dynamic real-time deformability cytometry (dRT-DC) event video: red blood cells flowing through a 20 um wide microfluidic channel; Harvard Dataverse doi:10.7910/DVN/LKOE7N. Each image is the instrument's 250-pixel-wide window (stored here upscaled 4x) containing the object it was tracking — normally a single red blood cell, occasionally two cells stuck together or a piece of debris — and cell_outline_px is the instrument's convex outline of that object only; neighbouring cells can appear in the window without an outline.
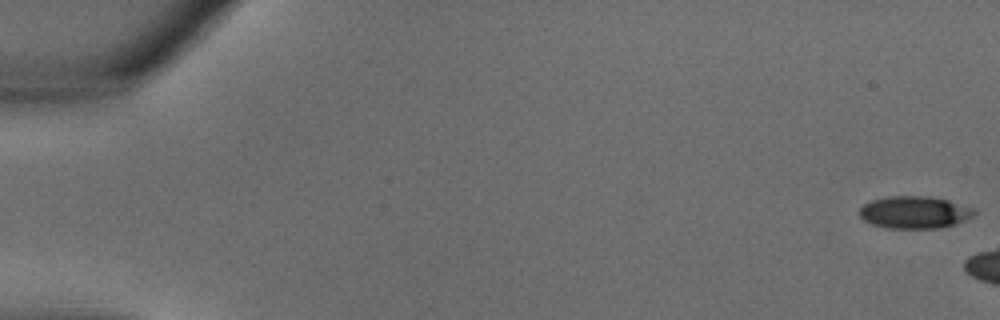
{"species": "common noctule bat (a hibernating species)", "species_latin": "Nyctalus noctula", "temperature_condition": "warm", "stored_images_in_passage": 4, "camera_frame_rate_fps": 3000, "um_per_image_px": 0.085, "animal": {"sex": "male", "body_mass_g": 18.8}, "frame": {"image": 1, "passage_image": 1, "time_ms": 0.0, "image_size_px": [1000, 320], "cell_outline_px": [[976, 212], [972, 216], [956, 224], [940, 228], [888, 228], [872, 224], [864, 220], [860, 216], [860, 208], [864, 204], [872, 200], [888, 196], [928, 196], [948, 200], [972, 208]], "centroid_in_image_um": [77.72, 18.04], "position_along_channel_um": 7.3, "area_um2": 21.44}}